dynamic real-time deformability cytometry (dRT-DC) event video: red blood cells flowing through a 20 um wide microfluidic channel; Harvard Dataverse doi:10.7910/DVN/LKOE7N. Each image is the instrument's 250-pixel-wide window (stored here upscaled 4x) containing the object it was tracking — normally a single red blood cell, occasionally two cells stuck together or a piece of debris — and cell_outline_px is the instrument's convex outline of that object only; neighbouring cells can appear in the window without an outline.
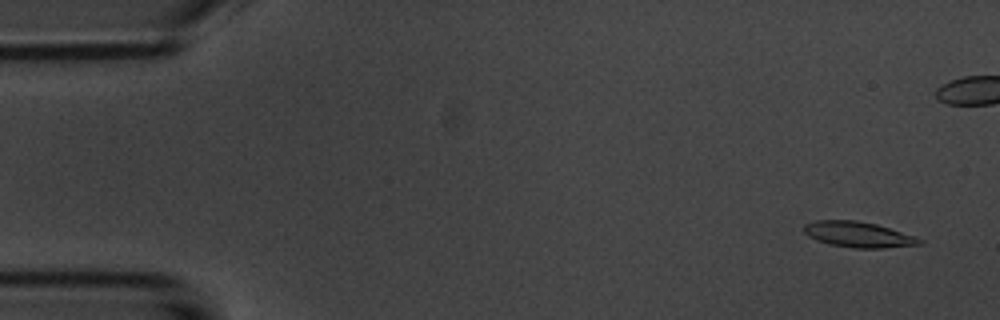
{"species": "common noctule bat (a hibernating species)", "species_latin": "Nyctalus noctula", "temperature_condition": "room temperature", "stored_images_in_passage": 55, "camera_frame_rate_fps": 3000, "um_per_image_px": 0.085, "animal": {"sex": "male", "body_mass_g": 20.1, "forearm_length_mm": 53.5}, "frame": {"image": 1, "passage_image": 3, "time_ms": 0.667, "image_size_px": [1000, 320], "cell_outline_px": [[924, 244], [884, 248], [852, 248], [828, 244], [816, 240], [808, 236], [804, 232], [804, 224], [816, 220], [856, 220], [876, 224], [916, 236], [924, 240]], "centroid_in_image_um": [72.97, 19.94], "position_along_channel_um": 12.0, "area_um2": 17.46}}
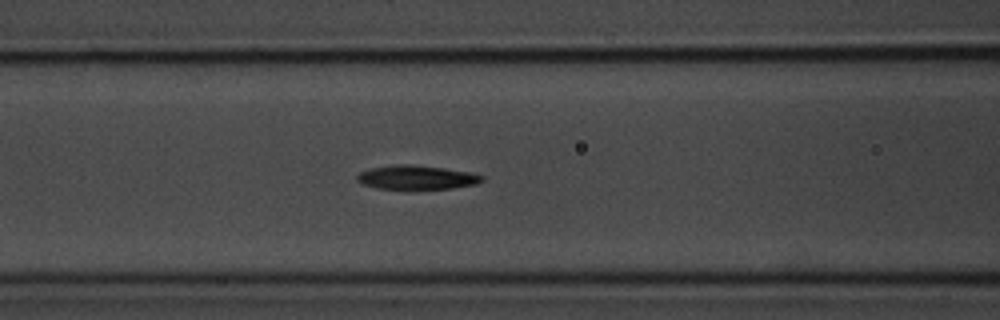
{"frame": {"image": 2, "passage_image": 22, "time_ms": 7.0, "image_size_px": [1000, 320], "cell_outline_px": [[484, 180], [476, 184], [452, 188], [376, 188], [360, 184], [356, 180], [356, 176], [360, 172], [368, 168], [400, 164], [412, 164], [444, 168], [468, 172], [484, 176]], "centroid_in_image_um": [35.37, 15.07], "position_along_channel_um": 131.2, "area_um2": 17.34}}
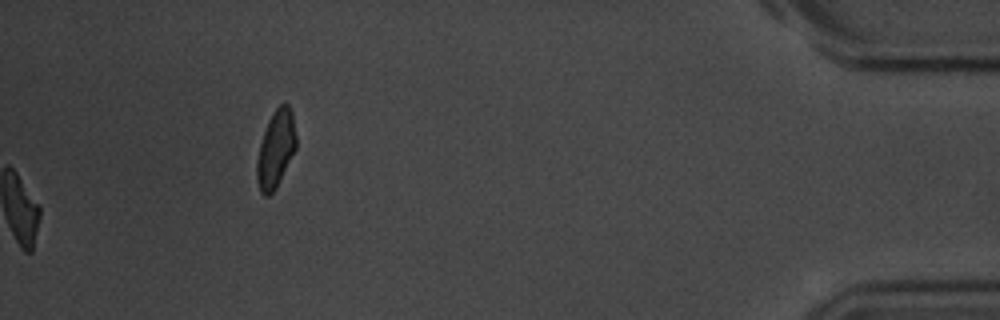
{"frame": {"image": 3, "passage_image": 55, "time_ms": 18.0, "image_size_px": [1000, 320], "cell_outline_px": [[296, 148], [276, 188], [268, 196], [264, 196], [260, 192], [256, 180], [256, 160], [260, 144], [268, 120], [272, 112], [280, 104], [288, 104], [292, 112], [296, 136]], "centroid_in_image_um": [23.42, 12.68], "position_along_channel_um": 411.8, "area_um2": 17.69}, "authors_computed_cell_mechanics": {"area_um2": 17.5134, "velocity_mm_per_s": 3.6912, "shape_relaxation_time_tau1_ms": 3.5634, "shape_relaxation_time_tau2_ms": null, "deformation_change_tau1": 0.1302, "deformation_change_tau2": null}}